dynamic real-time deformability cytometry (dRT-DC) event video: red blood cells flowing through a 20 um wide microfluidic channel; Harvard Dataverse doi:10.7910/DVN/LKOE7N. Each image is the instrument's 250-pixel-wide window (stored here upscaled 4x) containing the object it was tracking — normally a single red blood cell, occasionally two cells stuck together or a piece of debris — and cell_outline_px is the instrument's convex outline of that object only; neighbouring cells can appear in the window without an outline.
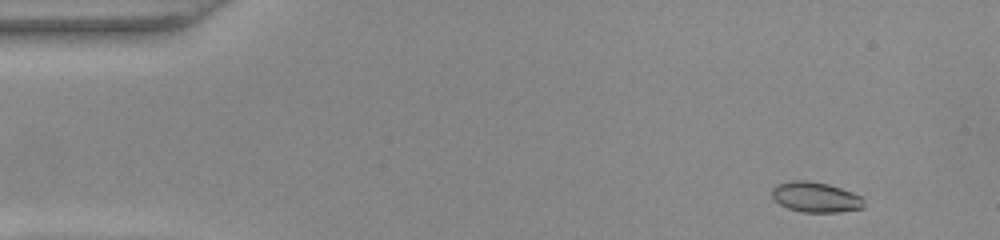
{"species": "common noctule bat (a hibernating species)", "species_latin": "Nyctalus noctula", "temperature_condition": "warm", "stored_images_in_passage": 48, "camera_frame_rate_fps": 3000, "um_per_image_px": 0.085, "animal": {"sex": "female", "body_mass_g": 22.0, "forearm_length_mm": 56.7}, "frame": {"image": 1, "passage_image": 2, "time_ms": 0.333, "image_size_px": [1000, 240], "cell_outline_px": [[864, 208], [840, 212], [804, 212], [788, 208], [780, 204], [772, 196], [772, 188], [776, 184], [792, 180], [808, 180], [828, 184], [852, 192], [860, 196]], "centroid_in_image_um": [69.3, 16.75], "position_along_channel_um": 15.7, "area_um2": 16.13}}
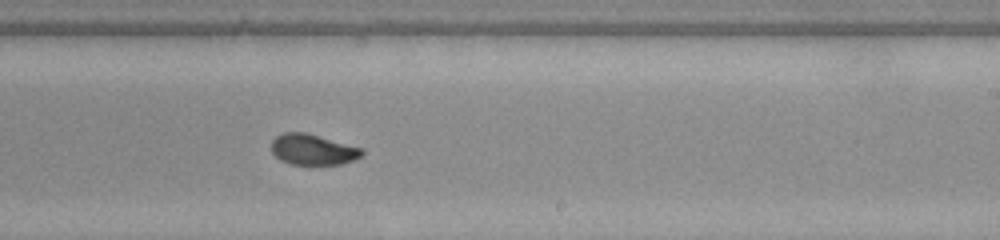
{"frame": {"image": 2, "passage_image": 28, "time_ms": 9.0, "image_size_px": [1000, 240], "cell_outline_px": [[364, 152], [360, 156], [352, 160], [340, 164], [292, 164], [280, 160], [272, 152], [272, 140], [276, 136], [284, 132], [304, 132], [364, 148]], "centroid_in_image_um": [26.59, 12.7], "position_along_channel_um": 262.4, "area_um2": 16.07}}
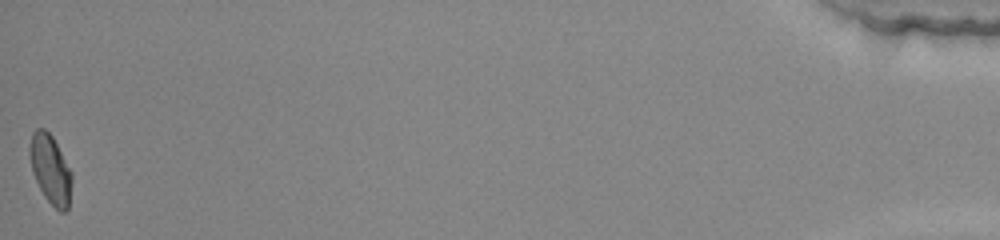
{"frame": {"image": 3, "passage_image": 48, "time_ms": 15.667, "image_size_px": [1000, 240], "cell_outline_px": [[72, 180], [68, 208], [64, 212], [60, 212], [44, 196], [32, 172], [28, 152], [28, 148], [32, 132], [36, 128], [44, 128], [52, 136], [72, 172]], "centroid_in_image_um": [4.27, 14.36], "position_along_channel_um": 430.9, "area_um2": 16.94}, "authors_computed_cell_mechanics": {"area_um2": 16.7331, "velocity_mm_per_s": 4.0621, "shape_relaxation_time_tau1_ms": 10.1715, "shape_relaxation_time_tau2_ms": 0.9939, "deformation_change_tau1": 0.2639, "deformation_change_tau2": 0.0488}}